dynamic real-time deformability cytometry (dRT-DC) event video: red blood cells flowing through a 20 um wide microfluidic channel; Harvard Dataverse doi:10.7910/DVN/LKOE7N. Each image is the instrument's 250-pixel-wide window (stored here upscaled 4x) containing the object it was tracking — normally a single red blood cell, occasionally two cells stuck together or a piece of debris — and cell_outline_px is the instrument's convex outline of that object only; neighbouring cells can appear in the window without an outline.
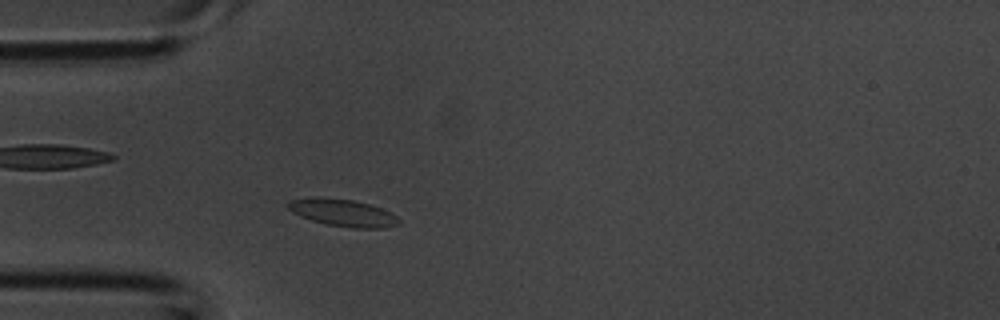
{"species": "common noctule bat (a hibernating species)", "species_latin": "Nyctalus noctula", "temperature_condition": "room temperature", "stored_images_in_passage": 4, "camera_frame_rate_fps": 3000, "um_per_image_px": 0.085, "animal": {"sex": "male", "body_mass_g": 20.1, "forearm_length_mm": 53.5}, "frame": {"image": 1, "passage_image": 4, "time_ms": 1.0, "image_size_px": [1000, 320], "cell_outline_px": [[400, 224], [384, 228], [352, 228], [328, 224], [312, 220], [300, 216], [292, 212], [284, 204], [292, 200], [312, 196], [320, 196], [352, 200], [368, 204], [380, 208], [396, 216], [400, 220]], "centroid_in_image_um": [29.1, 18.07], "position_along_channel_um": 55.9, "area_um2": 17.57}}